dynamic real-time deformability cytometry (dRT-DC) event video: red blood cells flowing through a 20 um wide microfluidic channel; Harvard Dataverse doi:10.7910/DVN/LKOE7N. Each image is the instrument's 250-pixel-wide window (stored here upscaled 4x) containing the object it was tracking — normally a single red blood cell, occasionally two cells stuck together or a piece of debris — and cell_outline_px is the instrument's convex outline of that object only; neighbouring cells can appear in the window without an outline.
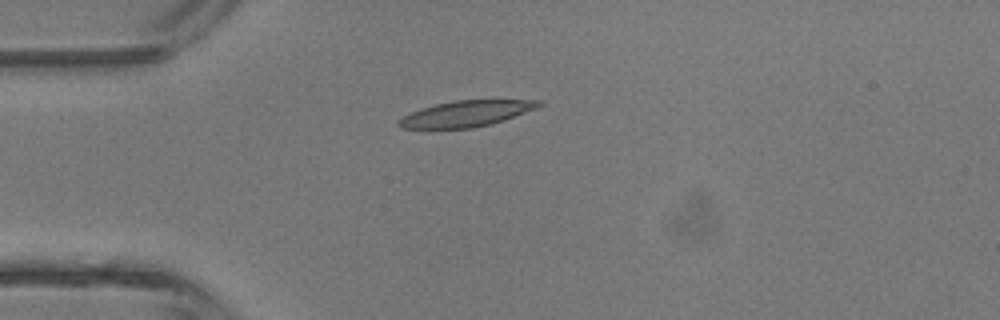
{"species": "common noctule bat (a hibernating species)", "species_latin": "Nyctalus noctula", "temperature_condition": "room temperature", "stored_images_in_passage": 3, "camera_frame_rate_fps": 3000, "um_per_image_px": 0.085, "animal": {"sex": "male", "body_mass_g": 13.3}, "frame": {"image": 1, "passage_image": 2, "time_ms": 1.333, "image_size_px": [1000, 320], "cell_outline_px": [[544, 104], [536, 108], [504, 120], [492, 124], [472, 128], [404, 128], [396, 120], [412, 112], [436, 104], [456, 100], [540, 100]], "centroid_in_image_um": [39.67, 9.66], "position_along_channel_um": 45.3, "area_um2": 20.81}}